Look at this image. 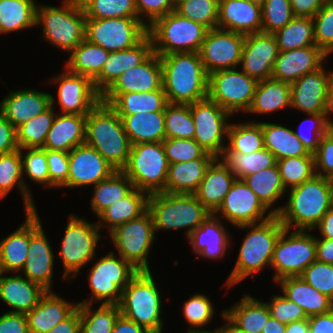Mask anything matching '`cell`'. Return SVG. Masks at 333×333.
<instances>
[{
    "mask_svg": "<svg viewBox=\"0 0 333 333\" xmlns=\"http://www.w3.org/2000/svg\"><path fill=\"white\" fill-rule=\"evenodd\" d=\"M159 58L168 103L192 104L208 97L209 75L199 53H170Z\"/></svg>",
    "mask_w": 333,
    "mask_h": 333,
    "instance_id": "cell-1",
    "label": "cell"
},
{
    "mask_svg": "<svg viewBox=\"0 0 333 333\" xmlns=\"http://www.w3.org/2000/svg\"><path fill=\"white\" fill-rule=\"evenodd\" d=\"M285 206L270 210L285 228L311 230L333 206L331 186L327 177L315 175L289 190Z\"/></svg>",
    "mask_w": 333,
    "mask_h": 333,
    "instance_id": "cell-2",
    "label": "cell"
},
{
    "mask_svg": "<svg viewBox=\"0 0 333 333\" xmlns=\"http://www.w3.org/2000/svg\"><path fill=\"white\" fill-rule=\"evenodd\" d=\"M85 143L96 149L116 170L126 166L132 146L121 117L102 101L87 114Z\"/></svg>",
    "mask_w": 333,
    "mask_h": 333,
    "instance_id": "cell-3",
    "label": "cell"
},
{
    "mask_svg": "<svg viewBox=\"0 0 333 333\" xmlns=\"http://www.w3.org/2000/svg\"><path fill=\"white\" fill-rule=\"evenodd\" d=\"M238 227L252 229L245 236L236 264L226 281L229 288L248 276L259 273L264 266H270L276 243L285 228L276 214L263 222Z\"/></svg>",
    "mask_w": 333,
    "mask_h": 333,
    "instance_id": "cell-4",
    "label": "cell"
},
{
    "mask_svg": "<svg viewBox=\"0 0 333 333\" xmlns=\"http://www.w3.org/2000/svg\"><path fill=\"white\" fill-rule=\"evenodd\" d=\"M148 211L151 213L155 231L189 228L186 238L211 215L194 194L185 193L149 194Z\"/></svg>",
    "mask_w": 333,
    "mask_h": 333,
    "instance_id": "cell-5",
    "label": "cell"
},
{
    "mask_svg": "<svg viewBox=\"0 0 333 333\" xmlns=\"http://www.w3.org/2000/svg\"><path fill=\"white\" fill-rule=\"evenodd\" d=\"M151 271H139L123 289L118 304L121 315L149 329L161 333L163 322L162 298Z\"/></svg>",
    "mask_w": 333,
    "mask_h": 333,
    "instance_id": "cell-6",
    "label": "cell"
},
{
    "mask_svg": "<svg viewBox=\"0 0 333 333\" xmlns=\"http://www.w3.org/2000/svg\"><path fill=\"white\" fill-rule=\"evenodd\" d=\"M207 32L205 26L181 16L175 10L148 26L153 52L159 56L181 52L199 53Z\"/></svg>",
    "mask_w": 333,
    "mask_h": 333,
    "instance_id": "cell-7",
    "label": "cell"
},
{
    "mask_svg": "<svg viewBox=\"0 0 333 333\" xmlns=\"http://www.w3.org/2000/svg\"><path fill=\"white\" fill-rule=\"evenodd\" d=\"M62 2L61 8L38 5L35 24L43 25V37L50 44L70 53L85 40L86 16L82 6Z\"/></svg>",
    "mask_w": 333,
    "mask_h": 333,
    "instance_id": "cell-8",
    "label": "cell"
},
{
    "mask_svg": "<svg viewBox=\"0 0 333 333\" xmlns=\"http://www.w3.org/2000/svg\"><path fill=\"white\" fill-rule=\"evenodd\" d=\"M169 162L162 142L131 146L126 166L121 170L134 188L147 192H165Z\"/></svg>",
    "mask_w": 333,
    "mask_h": 333,
    "instance_id": "cell-9",
    "label": "cell"
},
{
    "mask_svg": "<svg viewBox=\"0 0 333 333\" xmlns=\"http://www.w3.org/2000/svg\"><path fill=\"white\" fill-rule=\"evenodd\" d=\"M139 271L113 251L99 259L90 270L89 284L92 298L78 304H91L93 298L101 304L118 305L123 289Z\"/></svg>",
    "mask_w": 333,
    "mask_h": 333,
    "instance_id": "cell-10",
    "label": "cell"
},
{
    "mask_svg": "<svg viewBox=\"0 0 333 333\" xmlns=\"http://www.w3.org/2000/svg\"><path fill=\"white\" fill-rule=\"evenodd\" d=\"M289 231L283 229L273 252L270 266L276 270L273 277L276 282L284 277L300 276L316 261V237L307 230Z\"/></svg>",
    "mask_w": 333,
    "mask_h": 333,
    "instance_id": "cell-11",
    "label": "cell"
},
{
    "mask_svg": "<svg viewBox=\"0 0 333 333\" xmlns=\"http://www.w3.org/2000/svg\"><path fill=\"white\" fill-rule=\"evenodd\" d=\"M99 232L100 229L96 223H88L76 215L69 216L59 252L65 269L64 280L65 278L69 280L72 276L76 277L80 269L95 258L96 245L101 237Z\"/></svg>",
    "mask_w": 333,
    "mask_h": 333,
    "instance_id": "cell-12",
    "label": "cell"
},
{
    "mask_svg": "<svg viewBox=\"0 0 333 333\" xmlns=\"http://www.w3.org/2000/svg\"><path fill=\"white\" fill-rule=\"evenodd\" d=\"M110 233L120 257L138 271H150L147 256L156 236L153 219L148 210Z\"/></svg>",
    "mask_w": 333,
    "mask_h": 333,
    "instance_id": "cell-13",
    "label": "cell"
},
{
    "mask_svg": "<svg viewBox=\"0 0 333 333\" xmlns=\"http://www.w3.org/2000/svg\"><path fill=\"white\" fill-rule=\"evenodd\" d=\"M258 81L245 72L226 69L209 75L208 98L231 115L246 113L252 103Z\"/></svg>",
    "mask_w": 333,
    "mask_h": 333,
    "instance_id": "cell-14",
    "label": "cell"
},
{
    "mask_svg": "<svg viewBox=\"0 0 333 333\" xmlns=\"http://www.w3.org/2000/svg\"><path fill=\"white\" fill-rule=\"evenodd\" d=\"M148 34V27L138 18H86L85 39L108 52L129 49Z\"/></svg>",
    "mask_w": 333,
    "mask_h": 333,
    "instance_id": "cell-15",
    "label": "cell"
},
{
    "mask_svg": "<svg viewBox=\"0 0 333 333\" xmlns=\"http://www.w3.org/2000/svg\"><path fill=\"white\" fill-rule=\"evenodd\" d=\"M189 107L195 125L194 140L218 158L226 148L223 138L227 137L230 123L226 121L231 114L208 97L189 104Z\"/></svg>",
    "mask_w": 333,
    "mask_h": 333,
    "instance_id": "cell-16",
    "label": "cell"
},
{
    "mask_svg": "<svg viewBox=\"0 0 333 333\" xmlns=\"http://www.w3.org/2000/svg\"><path fill=\"white\" fill-rule=\"evenodd\" d=\"M245 35L229 30H208L199 51L208 75L213 72L234 69L240 65Z\"/></svg>",
    "mask_w": 333,
    "mask_h": 333,
    "instance_id": "cell-17",
    "label": "cell"
},
{
    "mask_svg": "<svg viewBox=\"0 0 333 333\" xmlns=\"http://www.w3.org/2000/svg\"><path fill=\"white\" fill-rule=\"evenodd\" d=\"M54 253L45 236L37 211L29 212V247L23 274L27 279L51 291Z\"/></svg>",
    "mask_w": 333,
    "mask_h": 333,
    "instance_id": "cell-18",
    "label": "cell"
},
{
    "mask_svg": "<svg viewBox=\"0 0 333 333\" xmlns=\"http://www.w3.org/2000/svg\"><path fill=\"white\" fill-rule=\"evenodd\" d=\"M217 212H220L221 216H217ZM267 212L269 213L265 216ZM213 215L225 218L234 226H240L263 222L273 213L268 211L243 180L236 179Z\"/></svg>",
    "mask_w": 333,
    "mask_h": 333,
    "instance_id": "cell-19",
    "label": "cell"
},
{
    "mask_svg": "<svg viewBox=\"0 0 333 333\" xmlns=\"http://www.w3.org/2000/svg\"><path fill=\"white\" fill-rule=\"evenodd\" d=\"M50 81L59 83L57 99L61 114L87 115L101 101V95L90 78L72 73L67 68L65 73Z\"/></svg>",
    "mask_w": 333,
    "mask_h": 333,
    "instance_id": "cell-20",
    "label": "cell"
},
{
    "mask_svg": "<svg viewBox=\"0 0 333 333\" xmlns=\"http://www.w3.org/2000/svg\"><path fill=\"white\" fill-rule=\"evenodd\" d=\"M69 175L62 187L73 188L97 184L116 169L93 147L84 143L69 152Z\"/></svg>",
    "mask_w": 333,
    "mask_h": 333,
    "instance_id": "cell-21",
    "label": "cell"
},
{
    "mask_svg": "<svg viewBox=\"0 0 333 333\" xmlns=\"http://www.w3.org/2000/svg\"><path fill=\"white\" fill-rule=\"evenodd\" d=\"M278 54V44L273 33L261 31L245 35L241 69L257 81L271 78Z\"/></svg>",
    "mask_w": 333,
    "mask_h": 333,
    "instance_id": "cell-22",
    "label": "cell"
},
{
    "mask_svg": "<svg viewBox=\"0 0 333 333\" xmlns=\"http://www.w3.org/2000/svg\"><path fill=\"white\" fill-rule=\"evenodd\" d=\"M326 71L322 66L291 83L290 108L306 114L324 113L327 90L333 79V72Z\"/></svg>",
    "mask_w": 333,
    "mask_h": 333,
    "instance_id": "cell-23",
    "label": "cell"
},
{
    "mask_svg": "<svg viewBox=\"0 0 333 333\" xmlns=\"http://www.w3.org/2000/svg\"><path fill=\"white\" fill-rule=\"evenodd\" d=\"M327 56L328 55L316 45L288 51H279L271 78L293 83L305 74L321 68Z\"/></svg>",
    "mask_w": 333,
    "mask_h": 333,
    "instance_id": "cell-24",
    "label": "cell"
},
{
    "mask_svg": "<svg viewBox=\"0 0 333 333\" xmlns=\"http://www.w3.org/2000/svg\"><path fill=\"white\" fill-rule=\"evenodd\" d=\"M153 53L150 36L147 34L135 46L111 52L103 64L101 73L93 80L95 90L102 95L125 71L139 66Z\"/></svg>",
    "mask_w": 333,
    "mask_h": 333,
    "instance_id": "cell-25",
    "label": "cell"
},
{
    "mask_svg": "<svg viewBox=\"0 0 333 333\" xmlns=\"http://www.w3.org/2000/svg\"><path fill=\"white\" fill-rule=\"evenodd\" d=\"M217 28L243 35L262 31V7L248 0H219Z\"/></svg>",
    "mask_w": 333,
    "mask_h": 333,
    "instance_id": "cell-26",
    "label": "cell"
},
{
    "mask_svg": "<svg viewBox=\"0 0 333 333\" xmlns=\"http://www.w3.org/2000/svg\"><path fill=\"white\" fill-rule=\"evenodd\" d=\"M163 89L162 63L159 55L152 53L139 66L121 74L104 93L148 92Z\"/></svg>",
    "mask_w": 333,
    "mask_h": 333,
    "instance_id": "cell-27",
    "label": "cell"
},
{
    "mask_svg": "<svg viewBox=\"0 0 333 333\" xmlns=\"http://www.w3.org/2000/svg\"><path fill=\"white\" fill-rule=\"evenodd\" d=\"M51 106V94L36 89L13 91L0 103V112L17 129Z\"/></svg>",
    "mask_w": 333,
    "mask_h": 333,
    "instance_id": "cell-28",
    "label": "cell"
},
{
    "mask_svg": "<svg viewBox=\"0 0 333 333\" xmlns=\"http://www.w3.org/2000/svg\"><path fill=\"white\" fill-rule=\"evenodd\" d=\"M0 272V299L13 308L8 313L27 314L47 292L41 285L22 275L4 277Z\"/></svg>",
    "mask_w": 333,
    "mask_h": 333,
    "instance_id": "cell-29",
    "label": "cell"
},
{
    "mask_svg": "<svg viewBox=\"0 0 333 333\" xmlns=\"http://www.w3.org/2000/svg\"><path fill=\"white\" fill-rule=\"evenodd\" d=\"M236 179L222 161L216 158L193 194L211 214H214Z\"/></svg>",
    "mask_w": 333,
    "mask_h": 333,
    "instance_id": "cell-30",
    "label": "cell"
},
{
    "mask_svg": "<svg viewBox=\"0 0 333 333\" xmlns=\"http://www.w3.org/2000/svg\"><path fill=\"white\" fill-rule=\"evenodd\" d=\"M86 117L78 114H57L47 133L43 149L70 152L84 144L86 139Z\"/></svg>",
    "mask_w": 333,
    "mask_h": 333,
    "instance_id": "cell-31",
    "label": "cell"
},
{
    "mask_svg": "<svg viewBox=\"0 0 333 333\" xmlns=\"http://www.w3.org/2000/svg\"><path fill=\"white\" fill-rule=\"evenodd\" d=\"M78 306L71 304L57 296L52 291H47L39 303L26 314L30 333H47L54 326L66 319Z\"/></svg>",
    "mask_w": 333,
    "mask_h": 333,
    "instance_id": "cell-32",
    "label": "cell"
},
{
    "mask_svg": "<svg viewBox=\"0 0 333 333\" xmlns=\"http://www.w3.org/2000/svg\"><path fill=\"white\" fill-rule=\"evenodd\" d=\"M277 284L283 295L298 304L307 317L333 310V300L310 286L301 276L284 277L279 279Z\"/></svg>",
    "mask_w": 333,
    "mask_h": 333,
    "instance_id": "cell-33",
    "label": "cell"
},
{
    "mask_svg": "<svg viewBox=\"0 0 333 333\" xmlns=\"http://www.w3.org/2000/svg\"><path fill=\"white\" fill-rule=\"evenodd\" d=\"M101 101L108 104L118 115L164 111L168 104L163 89L148 92L103 93Z\"/></svg>",
    "mask_w": 333,
    "mask_h": 333,
    "instance_id": "cell-34",
    "label": "cell"
},
{
    "mask_svg": "<svg viewBox=\"0 0 333 333\" xmlns=\"http://www.w3.org/2000/svg\"><path fill=\"white\" fill-rule=\"evenodd\" d=\"M193 252L210 259L225 256L229 244V235L218 217L211 214L188 237Z\"/></svg>",
    "mask_w": 333,
    "mask_h": 333,
    "instance_id": "cell-35",
    "label": "cell"
},
{
    "mask_svg": "<svg viewBox=\"0 0 333 333\" xmlns=\"http://www.w3.org/2000/svg\"><path fill=\"white\" fill-rule=\"evenodd\" d=\"M216 158H200L169 164L165 192L193 194L205 176L206 170Z\"/></svg>",
    "mask_w": 333,
    "mask_h": 333,
    "instance_id": "cell-36",
    "label": "cell"
},
{
    "mask_svg": "<svg viewBox=\"0 0 333 333\" xmlns=\"http://www.w3.org/2000/svg\"><path fill=\"white\" fill-rule=\"evenodd\" d=\"M119 116L131 145L162 142L166 138L164 111Z\"/></svg>",
    "mask_w": 333,
    "mask_h": 333,
    "instance_id": "cell-37",
    "label": "cell"
},
{
    "mask_svg": "<svg viewBox=\"0 0 333 333\" xmlns=\"http://www.w3.org/2000/svg\"><path fill=\"white\" fill-rule=\"evenodd\" d=\"M149 194L145 191L134 188L128 195L116 203L111 204L99 215L100 221L96 223L101 229L103 226H109L111 232L116 227L130 220L136 219L148 210Z\"/></svg>",
    "mask_w": 333,
    "mask_h": 333,
    "instance_id": "cell-38",
    "label": "cell"
},
{
    "mask_svg": "<svg viewBox=\"0 0 333 333\" xmlns=\"http://www.w3.org/2000/svg\"><path fill=\"white\" fill-rule=\"evenodd\" d=\"M224 315L244 333H262L270 312L265 302L248 294L239 303L224 310Z\"/></svg>",
    "mask_w": 333,
    "mask_h": 333,
    "instance_id": "cell-39",
    "label": "cell"
},
{
    "mask_svg": "<svg viewBox=\"0 0 333 333\" xmlns=\"http://www.w3.org/2000/svg\"><path fill=\"white\" fill-rule=\"evenodd\" d=\"M291 83L273 78L258 81L252 103L246 113L265 114L290 107Z\"/></svg>",
    "mask_w": 333,
    "mask_h": 333,
    "instance_id": "cell-40",
    "label": "cell"
},
{
    "mask_svg": "<svg viewBox=\"0 0 333 333\" xmlns=\"http://www.w3.org/2000/svg\"><path fill=\"white\" fill-rule=\"evenodd\" d=\"M23 174L20 148L9 153L0 154V200L8 195L17 184L21 194H23L25 211H37L30 189L22 177Z\"/></svg>",
    "mask_w": 333,
    "mask_h": 333,
    "instance_id": "cell-41",
    "label": "cell"
},
{
    "mask_svg": "<svg viewBox=\"0 0 333 333\" xmlns=\"http://www.w3.org/2000/svg\"><path fill=\"white\" fill-rule=\"evenodd\" d=\"M29 247V212L26 221L0 242V272H19L25 265Z\"/></svg>",
    "mask_w": 333,
    "mask_h": 333,
    "instance_id": "cell-42",
    "label": "cell"
},
{
    "mask_svg": "<svg viewBox=\"0 0 333 333\" xmlns=\"http://www.w3.org/2000/svg\"><path fill=\"white\" fill-rule=\"evenodd\" d=\"M261 126L264 148L271 151L276 160L310 154L296 137L294 130L274 123L261 122Z\"/></svg>",
    "mask_w": 333,
    "mask_h": 333,
    "instance_id": "cell-43",
    "label": "cell"
},
{
    "mask_svg": "<svg viewBox=\"0 0 333 333\" xmlns=\"http://www.w3.org/2000/svg\"><path fill=\"white\" fill-rule=\"evenodd\" d=\"M110 52L99 45L83 40L69 54L66 68L75 74L84 75L92 81L101 73Z\"/></svg>",
    "mask_w": 333,
    "mask_h": 333,
    "instance_id": "cell-44",
    "label": "cell"
},
{
    "mask_svg": "<svg viewBox=\"0 0 333 333\" xmlns=\"http://www.w3.org/2000/svg\"><path fill=\"white\" fill-rule=\"evenodd\" d=\"M218 158L239 180L277 164L274 154L266 148L247 154L222 152Z\"/></svg>",
    "mask_w": 333,
    "mask_h": 333,
    "instance_id": "cell-45",
    "label": "cell"
},
{
    "mask_svg": "<svg viewBox=\"0 0 333 333\" xmlns=\"http://www.w3.org/2000/svg\"><path fill=\"white\" fill-rule=\"evenodd\" d=\"M35 0H0V34L34 27Z\"/></svg>",
    "mask_w": 333,
    "mask_h": 333,
    "instance_id": "cell-46",
    "label": "cell"
},
{
    "mask_svg": "<svg viewBox=\"0 0 333 333\" xmlns=\"http://www.w3.org/2000/svg\"><path fill=\"white\" fill-rule=\"evenodd\" d=\"M93 186L94 195L90 205L97 216L134 189L131 180L121 170H116L109 178Z\"/></svg>",
    "mask_w": 333,
    "mask_h": 333,
    "instance_id": "cell-47",
    "label": "cell"
},
{
    "mask_svg": "<svg viewBox=\"0 0 333 333\" xmlns=\"http://www.w3.org/2000/svg\"><path fill=\"white\" fill-rule=\"evenodd\" d=\"M242 180L257 195V198L268 210L287 192L282 183L277 164L269 169L249 174Z\"/></svg>",
    "mask_w": 333,
    "mask_h": 333,
    "instance_id": "cell-48",
    "label": "cell"
},
{
    "mask_svg": "<svg viewBox=\"0 0 333 333\" xmlns=\"http://www.w3.org/2000/svg\"><path fill=\"white\" fill-rule=\"evenodd\" d=\"M279 51L315 45L314 22L311 17L295 16L286 26L273 33Z\"/></svg>",
    "mask_w": 333,
    "mask_h": 333,
    "instance_id": "cell-49",
    "label": "cell"
},
{
    "mask_svg": "<svg viewBox=\"0 0 333 333\" xmlns=\"http://www.w3.org/2000/svg\"><path fill=\"white\" fill-rule=\"evenodd\" d=\"M54 97L51 94V106L16 129L17 145L20 149L43 148L47 133L56 116Z\"/></svg>",
    "mask_w": 333,
    "mask_h": 333,
    "instance_id": "cell-50",
    "label": "cell"
},
{
    "mask_svg": "<svg viewBox=\"0 0 333 333\" xmlns=\"http://www.w3.org/2000/svg\"><path fill=\"white\" fill-rule=\"evenodd\" d=\"M227 139L229 144L223 152L247 154L264 148L261 122L229 124Z\"/></svg>",
    "mask_w": 333,
    "mask_h": 333,
    "instance_id": "cell-51",
    "label": "cell"
},
{
    "mask_svg": "<svg viewBox=\"0 0 333 333\" xmlns=\"http://www.w3.org/2000/svg\"><path fill=\"white\" fill-rule=\"evenodd\" d=\"M80 333H112L117 318L121 315L118 305L101 304L93 312L91 304H78Z\"/></svg>",
    "mask_w": 333,
    "mask_h": 333,
    "instance_id": "cell-52",
    "label": "cell"
},
{
    "mask_svg": "<svg viewBox=\"0 0 333 333\" xmlns=\"http://www.w3.org/2000/svg\"><path fill=\"white\" fill-rule=\"evenodd\" d=\"M282 183L287 190L301 185L316 175L314 154L277 160Z\"/></svg>",
    "mask_w": 333,
    "mask_h": 333,
    "instance_id": "cell-53",
    "label": "cell"
},
{
    "mask_svg": "<svg viewBox=\"0 0 333 333\" xmlns=\"http://www.w3.org/2000/svg\"><path fill=\"white\" fill-rule=\"evenodd\" d=\"M164 114L166 138L194 139L195 125L189 104L168 103Z\"/></svg>",
    "mask_w": 333,
    "mask_h": 333,
    "instance_id": "cell-54",
    "label": "cell"
},
{
    "mask_svg": "<svg viewBox=\"0 0 333 333\" xmlns=\"http://www.w3.org/2000/svg\"><path fill=\"white\" fill-rule=\"evenodd\" d=\"M86 18H138L135 0H88L82 5Z\"/></svg>",
    "mask_w": 333,
    "mask_h": 333,
    "instance_id": "cell-55",
    "label": "cell"
},
{
    "mask_svg": "<svg viewBox=\"0 0 333 333\" xmlns=\"http://www.w3.org/2000/svg\"><path fill=\"white\" fill-rule=\"evenodd\" d=\"M218 2L219 0H181L176 4L175 11L210 30L217 28Z\"/></svg>",
    "mask_w": 333,
    "mask_h": 333,
    "instance_id": "cell-56",
    "label": "cell"
},
{
    "mask_svg": "<svg viewBox=\"0 0 333 333\" xmlns=\"http://www.w3.org/2000/svg\"><path fill=\"white\" fill-rule=\"evenodd\" d=\"M162 143L169 164L200 158H216L202 148L194 139L165 138Z\"/></svg>",
    "mask_w": 333,
    "mask_h": 333,
    "instance_id": "cell-57",
    "label": "cell"
},
{
    "mask_svg": "<svg viewBox=\"0 0 333 333\" xmlns=\"http://www.w3.org/2000/svg\"><path fill=\"white\" fill-rule=\"evenodd\" d=\"M294 17L290 0H265L262 6V32L274 33Z\"/></svg>",
    "mask_w": 333,
    "mask_h": 333,
    "instance_id": "cell-58",
    "label": "cell"
},
{
    "mask_svg": "<svg viewBox=\"0 0 333 333\" xmlns=\"http://www.w3.org/2000/svg\"><path fill=\"white\" fill-rule=\"evenodd\" d=\"M315 45L327 55L333 52V1H326L312 18Z\"/></svg>",
    "mask_w": 333,
    "mask_h": 333,
    "instance_id": "cell-59",
    "label": "cell"
},
{
    "mask_svg": "<svg viewBox=\"0 0 333 333\" xmlns=\"http://www.w3.org/2000/svg\"><path fill=\"white\" fill-rule=\"evenodd\" d=\"M214 313V307L207 296L194 294L183 306L184 318L192 326L187 331L199 330L198 328L203 327L212 320Z\"/></svg>",
    "mask_w": 333,
    "mask_h": 333,
    "instance_id": "cell-60",
    "label": "cell"
},
{
    "mask_svg": "<svg viewBox=\"0 0 333 333\" xmlns=\"http://www.w3.org/2000/svg\"><path fill=\"white\" fill-rule=\"evenodd\" d=\"M22 150H27L25 156ZM24 157V158H23ZM22 171L30 180L38 182L49 188V172L46 157V149L26 148L21 149Z\"/></svg>",
    "mask_w": 333,
    "mask_h": 333,
    "instance_id": "cell-61",
    "label": "cell"
},
{
    "mask_svg": "<svg viewBox=\"0 0 333 333\" xmlns=\"http://www.w3.org/2000/svg\"><path fill=\"white\" fill-rule=\"evenodd\" d=\"M300 276L310 286L333 300V264L316 260Z\"/></svg>",
    "mask_w": 333,
    "mask_h": 333,
    "instance_id": "cell-62",
    "label": "cell"
},
{
    "mask_svg": "<svg viewBox=\"0 0 333 333\" xmlns=\"http://www.w3.org/2000/svg\"><path fill=\"white\" fill-rule=\"evenodd\" d=\"M270 316L284 324L308 319L303 309L284 295L274 296L271 302H266Z\"/></svg>",
    "mask_w": 333,
    "mask_h": 333,
    "instance_id": "cell-63",
    "label": "cell"
},
{
    "mask_svg": "<svg viewBox=\"0 0 333 333\" xmlns=\"http://www.w3.org/2000/svg\"><path fill=\"white\" fill-rule=\"evenodd\" d=\"M310 117H306L303 122L298 126V132L294 131L296 137L303 143V146L307 149L309 153L314 154L319 146L320 139L330 130L326 120L324 113H310ZM311 121V126L313 125L312 136H306L303 133V124H307V122Z\"/></svg>",
    "mask_w": 333,
    "mask_h": 333,
    "instance_id": "cell-64",
    "label": "cell"
},
{
    "mask_svg": "<svg viewBox=\"0 0 333 333\" xmlns=\"http://www.w3.org/2000/svg\"><path fill=\"white\" fill-rule=\"evenodd\" d=\"M49 172V187L61 188L68 180L69 152L46 149Z\"/></svg>",
    "mask_w": 333,
    "mask_h": 333,
    "instance_id": "cell-65",
    "label": "cell"
},
{
    "mask_svg": "<svg viewBox=\"0 0 333 333\" xmlns=\"http://www.w3.org/2000/svg\"><path fill=\"white\" fill-rule=\"evenodd\" d=\"M135 4L138 19L147 27L158 18L176 9L175 0H135ZM143 15L148 17L149 24L144 21Z\"/></svg>",
    "mask_w": 333,
    "mask_h": 333,
    "instance_id": "cell-66",
    "label": "cell"
},
{
    "mask_svg": "<svg viewBox=\"0 0 333 333\" xmlns=\"http://www.w3.org/2000/svg\"><path fill=\"white\" fill-rule=\"evenodd\" d=\"M314 158L316 175L327 178L333 175V130H329L320 139Z\"/></svg>",
    "mask_w": 333,
    "mask_h": 333,
    "instance_id": "cell-67",
    "label": "cell"
},
{
    "mask_svg": "<svg viewBox=\"0 0 333 333\" xmlns=\"http://www.w3.org/2000/svg\"><path fill=\"white\" fill-rule=\"evenodd\" d=\"M0 333H30L26 314L4 313L0 316Z\"/></svg>",
    "mask_w": 333,
    "mask_h": 333,
    "instance_id": "cell-68",
    "label": "cell"
},
{
    "mask_svg": "<svg viewBox=\"0 0 333 333\" xmlns=\"http://www.w3.org/2000/svg\"><path fill=\"white\" fill-rule=\"evenodd\" d=\"M19 149L16 128L0 112V154Z\"/></svg>",
    "mask_w": 333,
    "mask_h": 333,
    "instance_id": "cell-69",
    "label": "cell"
},
{
    "mask_svg": "<svg viewBox=\"0 0 333 333\" xmlns=\"http://www.w3.org/2000/svg\"><path fill=\"white\" fill-rule=\"evenodd\" d=\"M325 0H290L294 16L311 17L322 8Z\"/></svg>",
    "mask_w": 333,
    "mask_h": 333,
    "instance_id": "cell-70",
    "label": "cell"
},
{
    "mask_svg": "<svg viewBox=\"0 0 333 333\" xmlns=\"http://www.w3.org/2000/svg\"><path fill=\"white\" fill-rule=\"evenodd\" d=\"M309 333H333V310L308 317Z\"/></svg>",
    "mask_w": 333,
    "mask_h": 333,
    "instance_id": "cell-71",
    "label": "cell"
},
{
    "mask_svg": "<svg viewBox=\"0 0 333 333\" xmlns=\"http://www.w3.org/2000/svg\"><path fill=\"white\" fill-rule=\"evenodd\" d=\"M47 333H80V313L78 307L63 321Z\"/></svg>",
    "mask_w": 333,
    "mask_h": 333,
    "instance_id": "cell-72",
    "label": "cell"
},
{
    "mask_svg": "<svg viewBox=\"0 0 333 333\" xmlns=\"http://www.w3.org/2000/svg\"><path fill=\"white\" fill-rule=\"evenodd\" d=\"M316 260L333 264V239L316 238Z\"/></svg>",
    "mask_w": 333,
    "mask_h": 333,
    "instance_id": "cell-73",
    "label": "cell"
},
{
    "mask_svg": "<svg viewBox=\"0 0 333 333\" xmlns=\"http://www.w3.org/2000/svg\"><path fill=\"white\" fill-rule=\"evenodd\" d=\"M112 333H152L149 329L138 325L134 321L120 315L114 325Z\"/></svg>",
    "mask_w": 333,
    "mask_h": 333,
    "instance_id": "cell-74",
    "label": "cell"
},
{
    "mask_svg": "<svg viewBox=\"0 0 333 333\" xmlns=\"http://www.w3.org/2000/svg\"><path fill=\"white\" fill-rule=\"evenodd\" d=\"M315 227H318L323 238L333 239V206Z\"/></svg>",
    "mask_w": 333,
    "mask_h": 333,
    "instance_id": "cell-75",
    "label": "cell"
},
{
    "mask_svg": "<svg viewBox=\"0 0 333 333\" xmlns=\"http://www.w3.org/2000/svg\"><path fill=\"white\" fill-rule=\"evenodd\" d=\"M333 113V79L331 80L328 90H327V95H326V103H325V109H324V115H325V120L326 123L329 127L330 130H333V121L328 119V115Z\"/></svg>",
    "mask_w": 333,
    "mask_h": 333,
    "instance_id": "cell-76",
    "label": "cell"
},
{
    "mask_svg": "<svg viewBox=\"0 0 333 333\" xmlns=\"http://www.w3.org/2000/svg\"><path fill=\"white\" fill-rule=\"evenodd\" d=\"M285 333H309L308 319H303L286 324Z\"/></svg>",
    "mask_w": 333,
    "mask_h": 333,
    "instance_id": "cell-77",
    "label": "cell"
},
{
    "mask_svg": "<svg viewBox=\"0 0 333 333\" xmlns=\"http://www.w3.org/2000/svg\"><path fill=\"white\" fill-rule=\"evenodd\" d=\"M285 330L286 324L270 316L263 328L262 333H285Z\"/></svg>",
    "mask_w": 333,
    "mask_h": 333,
    "instance_id": "cell-78",
    "label": "cell"
},
{
    "mask_svg": "<svg viewBox=\"0 0 333 333\" xmlns=\"http://www.w3.org/2000/svg\"><path fill=\"white\" fill-rule=\"evenodd\" d=\"M221 315L227 321V323L224 327L222 326L221 328H217L218 333H244L224 315V311H222Z\"/></svg>",
    "mask_w": 333,
    "mask_h": 333,
    "instance_id": "cell-79",
    "label": "cell"
},
{
    "mask_svg": "<svg viewBox=\"0 0 333 333\" xmlns=\"http://www.w3.org/2000/svg\"><path fill=\"white\" fill-rule=\"evenodd\" d=\"M72 4H76V5H84L88 0H63Z\"/></svg>",
    "mask_w": 333,
    "mask_h": 333,
    "instance_id": "cell-80",
    "label": "cell"
}]
</instances>
